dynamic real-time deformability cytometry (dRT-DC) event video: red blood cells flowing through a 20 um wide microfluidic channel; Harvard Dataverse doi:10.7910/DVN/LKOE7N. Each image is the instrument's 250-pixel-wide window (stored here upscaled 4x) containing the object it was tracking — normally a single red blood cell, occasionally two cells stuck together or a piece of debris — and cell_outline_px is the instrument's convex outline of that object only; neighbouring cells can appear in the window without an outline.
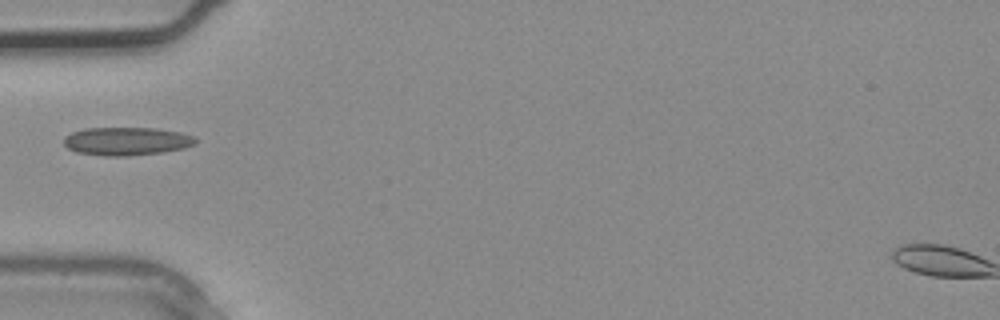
{"species": "common noctule bat (a hibernating species)", "species_latin": "Nyctalus noctula", "temperature_condition": "warm", "stored_images_in_passage": 2, "camera_frame_rate_fps": 3000, "um_per_image_px": 0.085, "animal": {"sex": "male", "body_mass_g": 20.4}, "frame": {"image": 1, "passage_image": 2, "time_ms": 0.333, "image_size_px": [1000, 320], "cell_outline_px": [[196, 144], [184, 148], [160, 152], [128, 156], [104, 156], [76, 152], [68, 148], [64, 144], [64, 136], [72, 132], [84, 128], [156, 128], [180, 132], [192, 136], [196, 140]], "centroid_in_image_um": [10.73, 12.0], "position_along_channel_um": 74.3, "area_um2": 21.62}}